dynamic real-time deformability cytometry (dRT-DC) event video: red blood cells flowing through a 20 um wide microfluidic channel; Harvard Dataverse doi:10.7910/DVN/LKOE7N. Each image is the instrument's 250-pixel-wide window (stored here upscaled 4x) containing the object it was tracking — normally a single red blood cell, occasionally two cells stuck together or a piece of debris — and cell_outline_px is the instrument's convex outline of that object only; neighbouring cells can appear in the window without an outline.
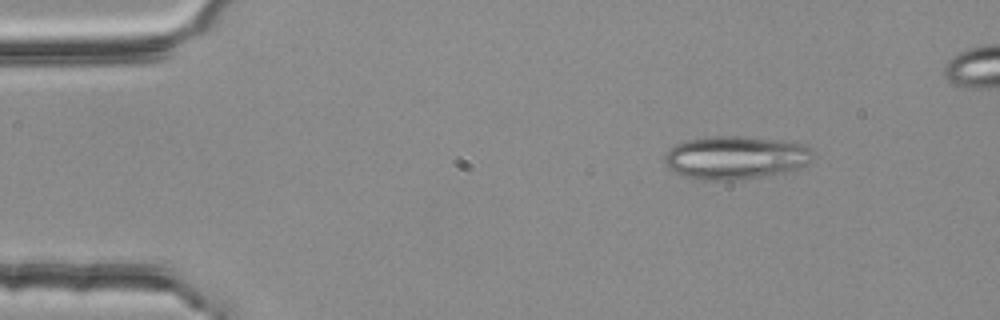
{"species": "common noctule bat (a hibernating species)", "species_latin": "Nyctalus noctula", "temperature_condition": "room temperature", "stored_images_in_passage": 4, "camera_frame_rate_fps": 3000, "um_per_image_px": 0.085, "animal": {"sex": "female", "body_mass_g": 25.1}, "frame": {"image": 1, "passage_image": 1, "time_ms": 0.0, "image_size_px": [1000, 320], "cell_outline_px": [[816, 156], [812, 160], [796, 168], [780, 172], [732, 180], [704, 180], [684, 176], [668, 168], [664, 164], [664, 156], [676, 144], [688, 140], [712, 136], [740, 136], [780, 140], [804, 144], [812, 148], [816, 152]], "centroid_in_image_um": [62.53, 13.37], "position_along_channel_um": 22.5, "area_um2": 36.99}}